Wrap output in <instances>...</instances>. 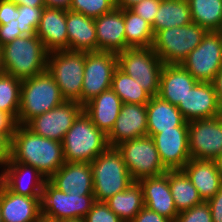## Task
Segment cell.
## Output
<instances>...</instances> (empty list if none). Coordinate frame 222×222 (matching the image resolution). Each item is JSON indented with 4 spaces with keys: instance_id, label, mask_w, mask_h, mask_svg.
<instances>
[{
    "instance_id": "6da1fadb",
    "label": "cell",
    "mask_w": 222,
    "mask_h": 222,
    "mask_svg": "<svg viewBox=\"0 0 222 222\" xmlns=\"http://www.w3.org/2000/svg\"><path fill=\"white\" fill-rule=\"evenodd\" d=\"M11 159L34 167L47 180L65 163L62 142L39 136L20 124L11 138Z\"/></svg>"
},
{
    "instance_id": "7a4b0ae2",
    "label": "cell",
    "mask_w": 222,
    "mask_h": 222,
    "mask_svg": "<svg viewBox=\"0 0 222 222\" xmlns=\"http://www.w3.org/2000/svg\"><path fill=\"white\" fill-rule=\"evenodd\" d=\"M5 73L20 80L47 70L49 52L35 35L21 36L0 47Z\"/></svg>"
},
{
    "instance_id": "3957f363",
    "label": "cell",
    "mask_w": 222,
    "mask_h": 222,
    "mask_svg": "<svg viewBox=\"0 0 222 222\" xmlns=\"http://www.w3.org/2000/svg\"><path fill=\"white\" fill-rule=\"evenodd\" d=\"M107 135L82 111L62 141L65 162L91 163L109 148Z\"/></svg>"
},
{
    "instance_id": "277c9868",
    "label": "cell",
    "mask_w": 222,
    "mask_h": 222,
    "mask_svg": "<svg viewBox=\"0 0 222 222\" xmlns=\"http://www.w3.org/2000/svg\"><path fill=\"white\" fill-rule=\"evenodd\" d=\"M66 101L53 77L46 70L22 80L17 124L25 125L35 116L44 114Z\"/></svg>"
},
{
    "instance_id": "5b68a950",
    "label": "cell",
    "mask_w": 222,
    "mask_h": 222,
    "mask_svg": "<svg viewBox=\"0 0 222 222\" xmlns=\"http://www.w3.org/2000/svg\"><path fill=\"white\" fill-rule=\"evenodd\" d=\"M95 201L105 202L124 191L133 179L116 147H109L91 163Z\"/></svg>"
},
{
    "instance_id": "8992f818",
    "label": "cell",
    "mask_w": 222,
    "mask_h": 222,
    "mask_svg": "<svg viewBox=\"0 0 222 222\" xmlns=\"http://www.w3.org/2000/svg\"><path fill=\"white\" fill-rule=\"evenodd\" d=\"M207 32L195 23L162 29L154 34L152 49L164 64H181Z\"/></svg>"
},
{
    "instance_id": "52a82bcc",
    "label": "cell",
    "mask_w": 222,
    "mask_h": 222,
    "mask_svg": "<svg viewBox=\"0 0 222 222\" xmlns=\"http://www.w3.org/2000/svg\"><path fill=\"white\" fill-rule=\"evenodd\" d=\"M84 64L85 51L59 50L48 54L47 71L66 101L81 104Z\"/></svg>"
},
{
    "instance_id": "ba28073f",
    "label": "cell",
    "mask_w": 222,
    "mask_h": 222,
    "mask_svg": "<svg viewBox=\"0 0 222 222\" xmlns=\"http://www.w3.org/2000/svg\"><path fill=\"white\" fill-rule=\"evenodd\" d=\"M163 65L152 47L127 48L117 54V67L138 82L152 97L158 94Z\"/></svg>"
},
{
    "instance_id": "9c48e42d",
    "label": "cell",
    "mask_w": 222,
    "mask_h": 222,
    "mask_svg": "<svg viewBox=\"0 0 222 222\" xmlns=\"http://www.w3.org/2000/svg\"><path fill=\"white\" fill-rule=\"evenodd\" d=\"M133 181L160 176L168 170L163 166L151 136L127 140L116 146Z\"/></svg>"
},
{
    "instance_id": "30bf717a",
    "label": "cell",
    "mask_w": 222,
    "mask_h": 222,
    "mask_svg": "<svg viewBox=\"0 0 222 222\" xmlns=\"http://www.w3.org/2000/svg\"><path fill=\"white\" fill-rule=\"evenodd\" d=\"M181 65L198 82H212L222 68V31H208Z\"/></svg>"
},
{
    "instance_id": "8fae6325",
    "label": "cell",
    "mask_w": 222,
    "mask_h": 222,
    "mask_svg": "<svg viewBox=\"0 0 222 222\" xmlns=\"http://www.w3.org/2000/svg\"><path fill=\"white\" fill-rule=\"evenodd\" d=\"M94 202V195L64 193L46 180L41 195V214L57 221L84 218Z\"/></svg>"
},
{
    "instance_id": "7c38bea8",
    "label": "cell",
    "mask_w": 222,
    "mask_h": 222,
    "mask_svg": "<svg viewBox=\"0 0 222 222\" xmlns=\"http://www.w3.org/2000/svg\"><path fill=\"white\" fill-rule=\"evenodd\" d=\"M117 68V54L106 51L85 52L81 105L84 106L101 92L111 88Z\"/></svg>"
},
{
    "instance_id": "4fadbf2b",
    "label": "cell",
    "mask_w": 222,
    "mask_h": 222,
    "mask_svg": "<svg viewBox=\"0 0 222 222\" xmlns=\"http://www.w3.org/2000/svg\"><path fill=\"white\" fill-rule=\"evenodd\" d=\"M190 157L214 160L222 152V115L188 122Z\"/></svg>"
},
{
    "instance_id": "5bb4252c",
    "label": "cell",
    "mask_w": 222,
    "mask_h": 222,
    "mask_svg": "<svg viewBox=\"0 0 222 222\" xmlns=\"http://www.w3.org/2000/svg\"><path fill=\"white\" fill-rule=\"evenodd\" d=\"M82 111L83 106L77 101H64L50 111L35 116L25 126L39 136L62 142Z\"/></svg>"
},
{
    "instance_id": "9a60e30c",
    "label": "cell",
    "mask_w": 222,
    "mask_h": 222,
    "mask_svg": "<svg viewBox=\"0 0 222 222\" xmlns=\"http://www.w3.org/2000/svg\"><path fill=\"white\" fill-rule=\"evenodd\" d=\"M177 108L186 122L222 115V104L212 82H197Z\"/></svg>"
},
{
    "instance_id": "2e32d148",
    "label": "cell",
    "mask_w": 222,
    "mask_h": 222,
    "mask_svg": "<svg viewBox=\"0 0 222 222\" xmlns=\"http://www.w3.org/2000/svg\"><path fill=\"white\" fill-rule=\"evenodd\" d=\"M160 160L167 170H181L191 159L188 146V127L162 130L152 136Z\"/></svg>"
},
{
    "instance_id": "e0dca14e",
    "label": "cell",
    "mask_w": 222,
    "mask_h": 222,
    "mask_svg": "<svg viewBox=\"0 0 222 222\" xmlns=\"http://www.w3.org/2000/svg\"><path fill=\"white\" fill-rule=\"evenodd\" d=\"M147 135L146 104L123 103L107 139L110 147H116L124 141Z\"/></svg>"
},
{
    "instance_id": "ac0fdd59",
    "label": "cell",
    "mask_w": 222,
    "mask_h": 222,
    "mask_svg": "<svg viewBox=\"0 0 222 222\" xmlns=\"http://www.w3.org/2000/svg\"><path fill=\"white\" fill-rule=\"evenodd\" d=\"M1 170L0 181L10 191L18 195L41 197L47 179L37 169L11 159L4 170Z\"/></svg>"
},
{
    "instance_id": "d6986e66",
    "label": "cell",
    "mask_w": 222,
    "mask_h": 222,
    "mask_svg": "<svg viewBox=\"0 0 222 222\" xmlns=\"http://www.w3.org/2000/svg\"><path fill=\"white\" fill-rule=\"evenodd\" d=\"M143 191L144 206L172 221L177 211L169 186V170L154 177H146L138 181Z\"/></svg>"
},
{
    "instance_id": "ffe728a7",
    "label": "cell",
    "mask_w": 222,
    "mask_h": 222,
    "mask_svg": "<svg viewBox=\"0 0 222 222\" xmlns=\"http://www.w3.org/2000/svg\"><path fill=\"white\" fill-rule=\"evenodd\" d=\"M48 181L64 193L94 195L90 163L65 162Z\"/></svg>"
},
{
    "instance_id": "44dd1931",
    "label": "cell",
    "mask_w": 222,
    "mask_h": 222,
    "mask_svg": "<svg viewBox=\"0 0 222 222\" xmlns=\"http://www.w3.org/2000/svg\"><path fill=\"white\" fill-rule=\"evenodd\" d=\"M2 222H35L41 215V197L18 195L0 181Z\"/></svg>"
},
{
    "instance_id": "7402d4cb",
    "label": "cell",
    "mask_w": 222,
    "mask_h": 222,
    "mask_svg": "<svg viewBox=\"0 0 222 222\" xmlns=\"http://www.w3.org/2000/svg\"><path fill=\"white\" fill-rule=\"evenodd\" d=\"M97 34V51L120 53L126 50L123 9L115 7L111 12L94 19Z\"/></svg>"
},
{
    "instance_id": "603a6c76",
    "label": "cell",
    "mask_w": 222,
    "mask_h": 222,
    "mask_svg": "<svg viewBox=\"0 0 222 222\" xmlns=\"http://www.w3.org/2000/svg\"><path fill=\"white\" fill-rule=\"evenodd\" d=\"M197 82L181 64H164L157 96L178 106Z\"/></svg>"
},
{
    "instance_id": "cb8c5ba5",
    "label": "cell",
    "mask_w": 222,
    "mask_h": 222,
    "mask_svg": "<svg viewBox=\"0 0 222 222\" xmlns=\"http://www.w3.org/2000/svg\"><path fill=\"white\" fill-rule=\"evenodd\" d=\"M36 35L48 52L68 50L66 11L44 7Z\"/></svg>"
},
{
    "instance_id": "d4e9b609",
    "label": "cell",
    "mask_w": 222,
    "mask_h": 222,
    "mask_svg": "<svg viewBox=\"0 0 222 222\" xmlns=\"http://www.w3.org/2000/svg\"><path fill=\"white\" fill-rule=\"evenodd\" d=\"M122 104V100L110 88L86 103L83 111L99 130L108 135L119 116Z\"/></svg>"
},
{
    "instance_id": "484cf974",
    "label": "cell",
    "mask_w": 222,
    "mask_h": 222,
    "mask_svg": "<svg viewBox=\"0 0 222 222\" xmlns=\"http://www.w3.org/2000/svg\"><path fill=\"white\" fill-rule=\"evenodd\" d=\"M181 170L196 187L203 201L212 198L222 187V178L214 160L191 158Z\"/></svg>"
},
{
    "instance_id": "4316f807",
    "label": "cell",
    "mask_w": 222,
    "mask_h": 222,
    "mask_svg": "<svg viewBox=\"0 0 222 222\" xmlns=\"http://www.w3.org/2000/svg\"><path fill=\"white\" fill-rule=\"evenodd\" d=\"M148 136L161 133L162 130H175V127H188L177 106L162 100L158 96L151 97L146 104Z\"/></svg>"
},
{
    "instance_id": "83f0119b",
    "label": "cell",
    "mask_w": 222,
    "mask_h": 222,
    "mask_svg": "<svg viewBox=\"0 0 222 222\" xmlns=\"http://www.w3.org/2000/svg\"><path fill=\"white\" fill-rule=\"evenodd\" d=\"M68 50L97 51V34L93 18L71 10L66 11Z\"/></svg>"
},
{
    "instance_id": "f1b7e54d",
    "label": "cell",
    "mask_w": 222,
    "mask_h": 222,
    "mask_svg": "<svg viewBox=\"0 0 222 222\" xmlns=\"http://www.w3.org/2000/svg\"><path fill=\"white\" fill-rule=\"evenodd\" d=\"M193 23L188 0H161L152 29L154 34L162 29L181 27Z\"/></svg>"
},
{
    "instance_id": "f546056e",
    "label": "cell",
    "mask_w": 222,
    "mask_h": 222,
    "mask_svg": "<svg viewBox=\"0 0 222 222\" xmlns=\"http://www.w3.org/2000/svg\"><path fill=\"white\" fill-rule=\"evenodd\" d=\"M105 203L124 222H131L144 207L142 187L138 181H134Z\"/></svg>"
},
{
    "instance_id": "4dcf8cb0",
    "label": "cell",
    "mask_w": 222,
    "mask_h": 222,
    "mask_svg": "<svg viewBox=\"0 0 222 222\" xmlns=\"http://www.w3.org/2000/svg\"><path fill=\"white\" fill-rule=\"evenodd\" d=\"M169 186L178 212L203 202L198 190L182 170H169Z\"/></svg>"
},
{
    "instance_id": "1f68e13d",
    "label": "cell",
    "mask_w": 222,
    "mask_h": 222,
    "mask_svg": "<svg viewBox=\"0 0 222 222\" xmlns=\"http://www.w3.org/2000/svg\"><path fill=\"white\" fill-rule=\"evenodd\" d=\"M127 48L152 47L154 32L151 24L131 11L123 9Z\"/></svg>"
},
{
    "instance_id": "d6a6232c",
    "label": "cell",
    "mask_w": 222,
    "mask_h": 222,
    "mask_svg": "<svg viewBox=\"0 0 222 222\" xmlns=\"http://www.w3.org/2000/svg\"><path fill=\"white\" fill-rule=\"evenodd\" d=\"M192 21L207 31H222V0H188Z\"/></svg>"
},
{
    "instance_id": "836d02e7",
    "label": "cell",
    "mask_w": 222,
    "mask_h": 222,
    "mask_svg": "<svg viewBox=\"0 0 222 222\" xmlns=\"http://www.w3.org/2000/svg\"><path fill=\"white\" fill-rule=\"evenodd\" d=\"M111 89L123 103L147 104L152 97L138 82L118 67L113 73Z\"/></svg>"
},
{
    "instance_id": "e575fe53",
    "label": "cell",
    "mask_w": 222,
    "mask_h": 222,
    "mask_svg": "<svg viewBox=\"0 0 222 222\" xmlns=\"http://www.w3.org/2000/svg\"><path fill=\"white\" fill-rule=\"evenodd\" d=\"M22 80L4 73L0 76V110L9 114L17 123L20 109Z\"/></svg>"
},
{
    "instance_id": "d590c367",
    "label": "cell",
    "mask_w": 222,
    "mask_h": 222,
    "mask_svg": "<svg viewBox=\"0 0 222 222\" xmlns=\"http://www.w3.org/2000/svg\"><path fill=\"white\" fill-rule=\"evenodd\" d=\"M115 7L116 0H72L70 10L95 19L111 12Z\"/></svg>"
},
{
    "instance_id": "8d00e7d4",
    "label": "cell",
    "mask_w": 222,
    "mask_h": 222,
    "mask_svg": "<svg viewBox=\"0 0 222 222\" xmlns=\"http://www.w3.org/2000/svg\"><path fill=\"white\" fill-rule=\"evenodd\" d=\"M44 7L19 5L18 28L23 36L35 35Z\"/></svg>"
},
{
    "instance_id": "74e56055",
    "label": "cell",
    "mask_w": 222,
    "mask_h": 222,
    "mask_svg": "<svg viewBox=\"0 0 222 222\" xmlns=\"http://www.w3.org/2000/svg\"><path fill=\"white\" fill-rule=\"evenodd\" d=\"M174 222H213L210 207L207 201L179 212Z\"/></svg>"
},
{
    "instance_id": "f35d334b",
    "label": "cell",
    "mask_w": 222,
    "mask_h": 222,
    "mask_svg": "<svg viewBox=\"0 0 222 222\" xmlns=\"http://www.w3.org/2000/svg\"><path fill=\"white\" fill-rule=\"evenodd\" d=\"M85 222H124L105 202L95 201L91 210L83 218Z\"/></svg>"
},
{
    "instance_id": "ab89813d",
    "label": "cell",
    "mask_w": 222,
    "mask_h": 222,
    "mask_svg": "<svg viewBox=\"0 0 222 222\" xmlns=\"http://www.w3.org/2000/svg\"><path fill=\"white\" fill-rule=\"evenodd\" d=\"M161 0H142L130 8L131 11L145 19L149 24H153L155 15L159 9Z\"/></svg>"
},
{
    "instance_id": "60d3db41",
    "label": "cell",
    "mask_w": 222,
    "mask_h": 222,
    "mask_svg": "<svg viewBox=\"0 0 222 222\" xmlns=\"http://www.w3.org/2000/svg\"><path fill=\"white\" fill-rule=\"evenodd\" d=\"M23 36L18 28V20H12L7 24L0 25V47Z\"/></svg>"
},
{
    "instance_id": "b9f144b4",
    "label": "cell",
    "mask_w": 222,
    "mask_h": 222,
    "mask_svg": "<svg viewBox=\"0 0 222 222\" xmlns=\"http://www.w3.org/2000/svg\"><path fill=\"white\" fill-rule=\"evenodd\" d=\"M19 17L18 5L9 0H0V25Z\"/></svg>"
},
{
    "instance_id": "7bdbcfd3",
    "label": "cell",
    "mask_w": 222,
    "mask_h": 222,
    "mask_svg": "<svg viewBox=\"0 0 222 222\" xmlns=\"http://www.w3.org/2000/svg\"><path fill=\"white\" fill-rule=\"evenodd\" d=\"M13 133H0V168L11 160V138Z\"/></svg>"
},
{
    "instance_id": "ee69618b",
    "label": "cell",
    "mask_w": 222,
    "mask_h": 222,
    "mask_svg": "<svg viewBox=\"0 0 222 222\" xmlns=\"http://www.w3.org/2000/svg\"><path fill=\"white\" fill-rule=\"evenodd\" d=\"M131 222H174L144 206Z\"/></svg>"
},
{
    "instance_id": "f6af8a7d",
    "label": "cell",
    "mask_w": 222,
    "mask_h": 222,
    "mask_svg": "<svg viewBox=\"0 0 222 222\" xmlns=\"http://www.w3.org/2000/svg\"><path fill=\"white\" fill-rule=\"evenodd\" d=\"M207 203L210 207L212 221L222 222V187Z\"/></svg>"
},
{
    "instance_id": "bcb514c9",
    "label": "cell",
    "mask_w": 222,
    "mask_h": 222,
    "mask_svg": "<svg viewBox=\"0 0 222 222\" xmlns=\"http://www.w3.org/2000/svg\"><path fill=\"white\" fill-rule=\"evenodd\" d=\"M16 121L7 113L0 110V133H14Z\"/></svg>"
},
{
    "instance_id": "7dc6e473",
    "label": "cell",
    "mask_w": 222,
    "mask_h": 222,
    "mask_svg": "<svg viewBox=\"0 0 222 222\" xmlns=\"http://www.w3.org/2000/svg\"><path fill=\"white\" fill-rule=\"evenodd\" d=\"M72 0H44V5L47 8L70 10Z\"/></svg>"
},
{
    "instance_id": "c3c4849f",
    "label": "cell",
    "mask_w": 222,
    "mask_h": 222,
    "mask_svg": "<svg viewBox=\"0 0 222 222\" xmlns=\"http://www.w3.org/2000/svg\"><path fill=\"white\" fill-rule=\"evenodd\" d=\"M212 84L217 94L218 100L222 104V68L215 75Z\"/></svg>"
},
{
    "instance_id": "681fc988",
    "label": "cell",
    "mask_w": 222,
    "mask_h": 222,
    "mask_svg": "<svg viewBox=\"0 0 222 222\" xmlns=\"http://www.w3.org/2000/svg\"><path fill=\"white\" fill-rule=\"evenodd\" d=\"M19 5H26L29 7H45L44 0H9Z\"/></svg>"
},
{
    "instance_id": "f907efd6",
    "label": "cell",
    "mask_w": 222,
    "mask_h": 222,
    "mask_svg": "<svg viewBox=\"0 0 222 222\" xmlns=\"http://www.w3.org/2000/svg\"><path fill=\"white\" fill-rule=\"evenodd\" d=\"M141 1L142 0H116V7L120 9H130Z\"/></svg>"
},
{
    "instance_id": "816d5d0a",
    "label": "cell",
    "mask_w": 222,
    "mask_h": 222,
    "mask_svg": "<svg viewBox=\"0 0 222 222\" xmlns=\"http://www.w3.org/2000/svg\"><path fill=\"white\" fill-rule=\"evenodd\" d=\"M218 172L222 178V152L214 159Z\"/></svg>"
},
{
    "instance_id": "f5cc1de1",
    "label": "cell",
    "mask_w": 222,
    "mask_h": 222,
    "mask_svg": "<svg viewBox=\"0 0 222 222\" xmlns=\"http://www.w3.org/2000/svg\"><path fill=\"white\" fill-rule=\"evenodd\" d=\"M35 222H59V221H57L53 218H50V217H46L41 214Z\"/></svg>"
},
{
    "instance_id": "db71d44e",
    "label": "cell",
    "mask_w": 222,
    "mask_h": 222,
    "mask_svg": "<svg viewBox=\"0 0 222 222\" xmlns=\"http://www.w3.org/2000/svg\"><path fill=\"white\" fill-rule=\"evenodd\" d=\"M59 222H85V220L83 218L63 219V220H59Z\"/></svg>"
},
{
    "instance_id": "11a10c76",
    "label": "cell",
    "mask_w": 222,
    "mask_h": 222,
    "mask_svg": "<svg viewBox=\"0 0 222 222\" xmlns=\"http://www.w3.org/2000/svg\"><path fill=\"white\" fill-rule=\"evenodd\" d=\"M5 73L4 67H3V63H2V53L0 50V76L3 75Z\"/></svg>"
},
{
    "instance_id": "9f6ffc18",
    "label": "cell",
    "mask_w": 222,
    "mask_h": 222,
    "mask_svg": "<svg viewBox=\"0 0 222 222\" xmlns=\"http://www.w3.org/2000/svg\"><path fill=\"white\" fill-rule=\"evenodd\" d=\"M0 222H2L1 210H0Z\"/></svg>"
}]
</instances>
